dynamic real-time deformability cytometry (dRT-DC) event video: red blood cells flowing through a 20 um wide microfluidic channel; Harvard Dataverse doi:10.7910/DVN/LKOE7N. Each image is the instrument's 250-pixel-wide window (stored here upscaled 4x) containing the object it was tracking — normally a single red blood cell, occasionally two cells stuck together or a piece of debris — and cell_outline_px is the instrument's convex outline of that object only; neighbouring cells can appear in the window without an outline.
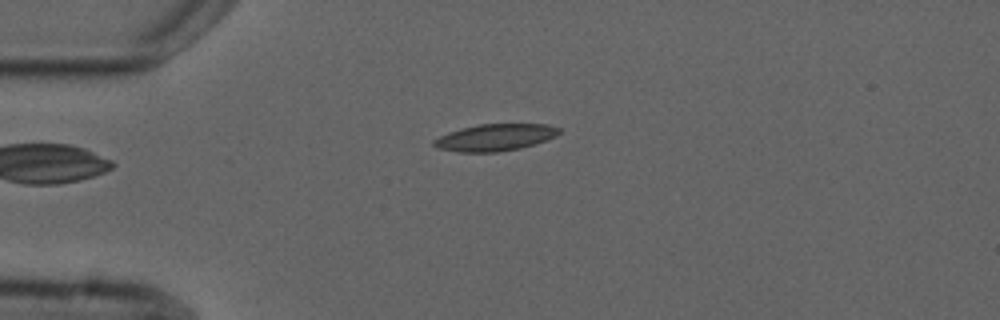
{"species": "common noctule bat (a hibernating species)", "species_latin": "Nyctalus noctula", "temperature_condition": "cold", "stored_images_in_passage": 1, "camera_frame_rate_fps": 3000, "um_per_image_px": 0.085, "animal": {"sex": "male", "forearm_length_mm": 52.5}, "frame": {"image": 1, "passage_image": 1, "time_ms": 0.0, "image_size_px": [1000, 320], "cell_outline_px": [[560, 132], [556, 136], [536, 144], [520, 148], [496, 152], [460, 152], [440, 148], [432, 144], [432, 140], [448, 132], [460, 128], [480, 124], [548, 124], [560, 128]], "centroid_in_image_um": [42.1, 11.67], "position_along_channel_um": 42.9, "area_um2": 19.59}}